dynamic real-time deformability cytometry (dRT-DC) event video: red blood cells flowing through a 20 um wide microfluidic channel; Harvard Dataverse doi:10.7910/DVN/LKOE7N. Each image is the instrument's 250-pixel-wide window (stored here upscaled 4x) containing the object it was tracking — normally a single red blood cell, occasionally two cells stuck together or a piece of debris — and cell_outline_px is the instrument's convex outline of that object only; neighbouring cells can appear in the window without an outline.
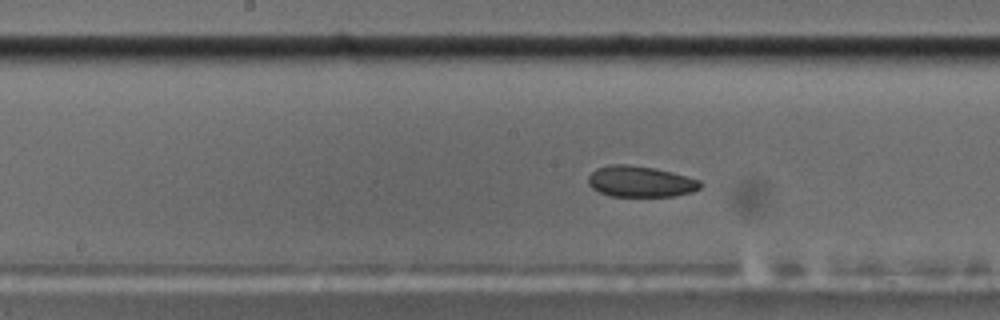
{"species": "common noctule bat (a hibernating species)", "species_latin": "Nyctalus noctula", "temperature_condition": "cold", "stored_images_in_passage": 43, "segment_of_instrument_passage": [1, 2], "camera_frame_rate_fps": 3000, "um_per_image_px": 0.085, "animal": {"sex": "male", "body_mass_g": 17.5, "forearm_length_mm": 52.3}, "frame": {"image": 1, "passage_image": 14, "time_ms": 4.333, "image_size_px": [1000, 320], "cell_outline_px": [[700, 188], [692, 192], [676, 196], [612, 196], [600, 192], [592, 188], [588, 184], [588, 176], [596, 168], [608, 164], [628, 164], [652, 168], [700, 180]], "centroid_in_image_um": [54.38, 15.43], "position_along_channel_um": 193.8, "area_um2": 20.06}}
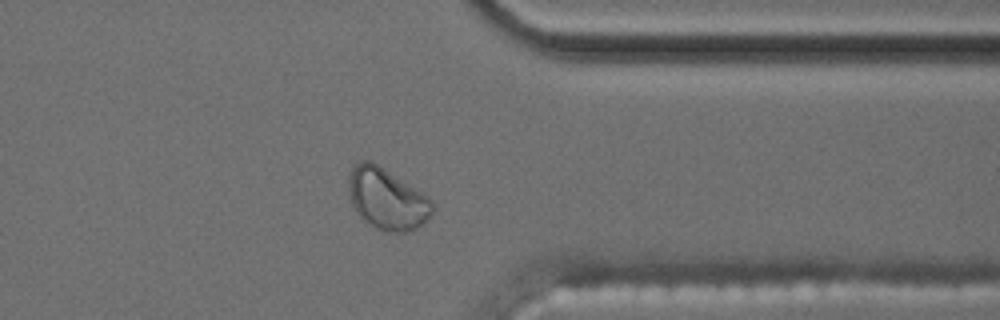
{"frame": {"image": 2, "passage_image": 30, "time_ms": 9.667, "image_size_px": [1000, 320], "cell_outline_px": [[432, 216], [416, 228], [404, 232], [388, 232], [376, 228], [368, 224], [356, 212], [352, 204], [348, 192], [348, 176], [352, 164], [360, 160], [368, 160], [376, 164], [416, 188], [432, 200]], "centroid_in_image_um": [32.85, 16.9], "position_along_channel_um": 378.6, "area_um2": 29.88}}
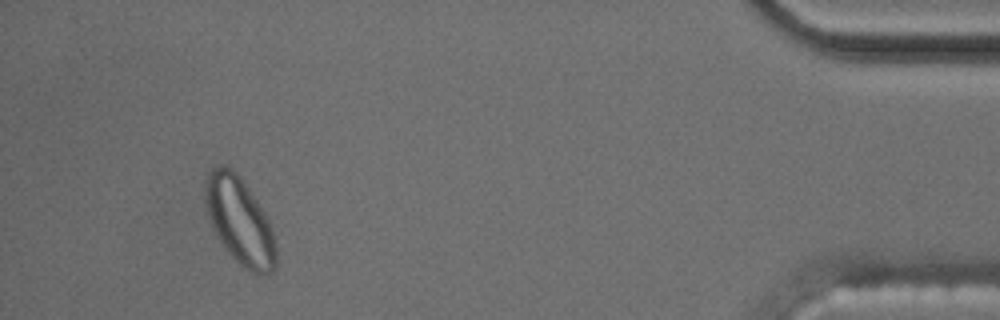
{"frame": {"image": 3, "passage_image": 38, "time_ms": 12.333, "image_size_px": [1000, 320], "cell_outline_px": [[276, 264], [268, 272], [252, 272], [244, 268], [224, 248], [216, 236], [212, 228], [208, 216], [204, 200], [204, 176], [216, 164], [228, 164], [240, 176], [264, 212], [268, 220], [276, 244]], "centroid_in_image_um": [20.3, 18.68], "position_along_channel_um": 414.9, "area_um2": 35.95}}